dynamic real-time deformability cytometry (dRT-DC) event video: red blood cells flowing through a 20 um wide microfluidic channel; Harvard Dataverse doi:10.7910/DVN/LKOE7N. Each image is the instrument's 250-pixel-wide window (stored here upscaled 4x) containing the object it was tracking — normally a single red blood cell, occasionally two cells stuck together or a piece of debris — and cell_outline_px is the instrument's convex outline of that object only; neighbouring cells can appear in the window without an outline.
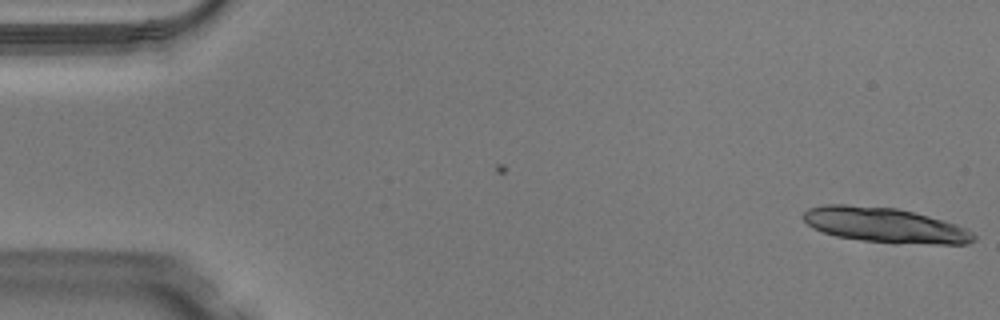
{"species": "Egyptian fruit bat (a non-hibernating species)", "species_latin": "Rousettus aegyptiacus", "temperature_condition": "warm", "stored_images_in_passage": 7, "camera_frame_rate_fps": 3000, "um_per_image_px": 0.085, "animal": {"sex": "male"}, "frame": {"image": 1, "passage_image": 7, "time_ms": 2.0, "image_size_px": [1000, 320], "cell_outline_px": [[976, 240], [968, 244], [892, 244], [860, 240], [836, 236], [812, 228], [800, 216], [808, 208], [824, 204], [848, 204], [896, 208], [928, 216], [956, 224], [972, 232], [976, 236]], "centroid_in_image_um": [75.19, 19.15], "position_along_channel_um": 9.8, "area_um2": 35.14}}